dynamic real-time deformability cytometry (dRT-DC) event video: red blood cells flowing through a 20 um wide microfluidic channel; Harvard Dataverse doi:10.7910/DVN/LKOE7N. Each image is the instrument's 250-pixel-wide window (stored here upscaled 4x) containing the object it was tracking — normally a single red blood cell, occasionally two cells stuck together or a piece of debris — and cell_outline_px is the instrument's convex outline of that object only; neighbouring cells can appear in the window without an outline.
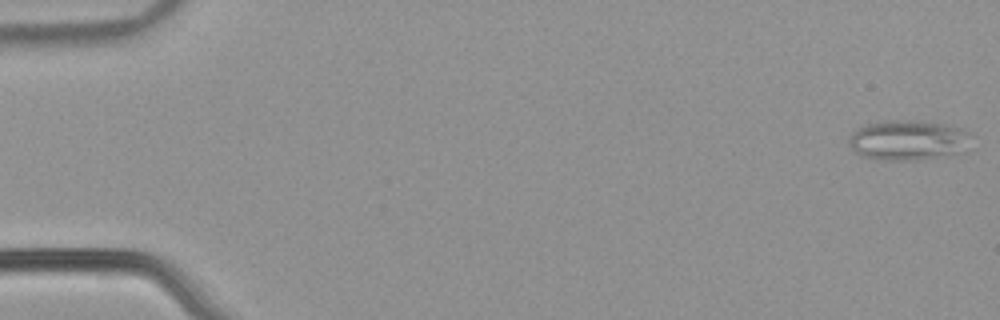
{"species": "common noctule bat (a hibernating species)", "species_latin": "Nyctalus noctula", "temperature_condition": "warm", "stored_images_in_passage": 53, "camera_frame_rate_fps": 3000, "um_per_image_px": 0.085, "animal": {"sex": "male", "body_mass_g": 21.5, "forearm_length_mm": 52.0}, "frame": {"image": 1, "passage_image": 1, "time_ms": 0.0, "image_size_px": [1000, 320], "cell_outline_px": [[968, 152], [916, 160], [884, 160], [860, 156], [852, 152], [848, 144], [848, 140], [852, 132], [868, 124], [888, 120], [912, 120], [948, 124], [960, 128], [968, 132]], "centroid_in_image_um": [77.18, 11.93], "position_along_channel_um": 7.8, "area_um2": 28.84}}
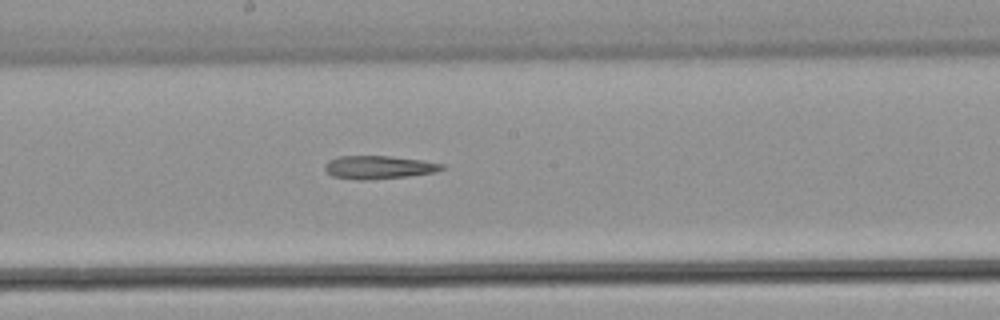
{"frame": {"image": 2, "passage_image": 29, "time_ms": 9.333, "image_size_px": [1000, 320], "cell_outline_px": [[444, 168], [436, 172], [408, 176], [364, 180], [356, 180], [332, 176], [324, 168], [324, 164], [328, 160], [340, 156], [388, 156], [420, 160], [444, 164]], "centroid_in_image_um": [32.16, 14.22], "position_along_channel_um": 216.0, "area_um2": 15.72}}
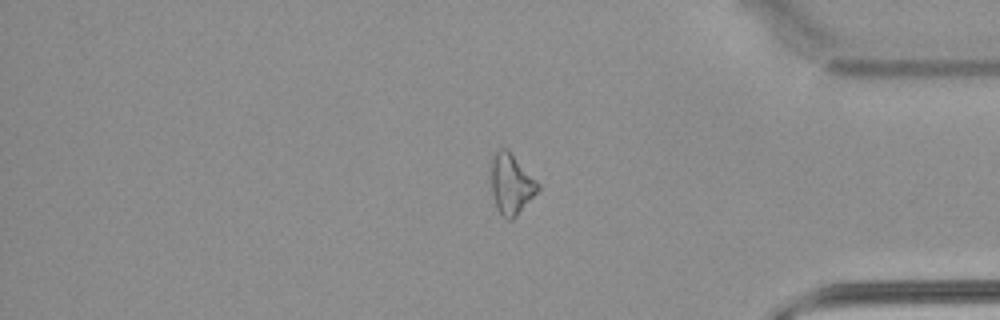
{"frame": {"image": 3, "passage_image": 44, "time_ms": 14.333, "image_size_px": [1000, 320], "cell_outline_px": [[540, 188], [516, 216], [512, 220], [508, 220], [500, 212], [492, 196], [492, 160], [496, 152], [500, 148], [508, 148], [540, 184]], "centroid_in_image_um": [43.47, 15.62], "position_along_channel_um": 391.7, "area_um2": 16.18}}